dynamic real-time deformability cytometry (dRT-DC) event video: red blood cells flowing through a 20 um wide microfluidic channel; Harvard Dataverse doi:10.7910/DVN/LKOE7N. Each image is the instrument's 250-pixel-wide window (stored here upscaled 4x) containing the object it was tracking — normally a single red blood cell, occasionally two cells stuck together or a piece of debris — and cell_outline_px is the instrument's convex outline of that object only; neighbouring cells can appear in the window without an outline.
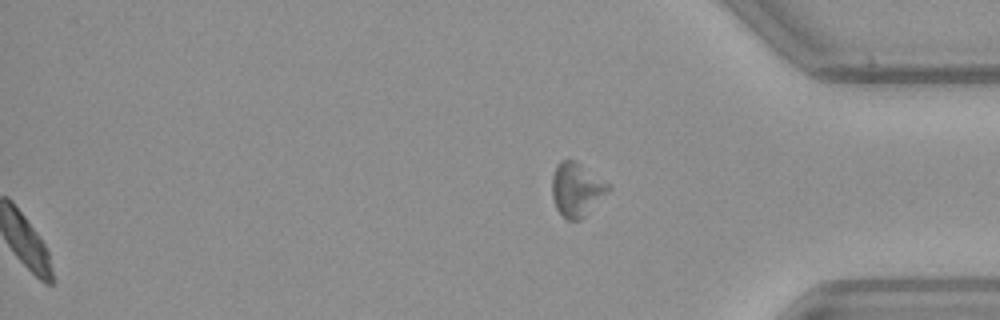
{"species": "common noctule bat (a hibernating species)", "species_latin": "Nyctalus noctula", "temperature_condition": "warm", "stored_images_in_passage": 50, "segment_of_instrument_passage": [2, 2], "camera_frame_rate_fps": 3000, "um_per_image_px": 0.085, "animal": {"sex": "female", "body_mass_g": 21.9}, "frame": {"image": 1, "passage_image": 50, "time_ms": 16.333, "image_size_px": [1000, 320], "cell_outline_px": [[612, 188], [580, 220], [568, 220], [556, 208], [552, 196], [552, 176], [556, 164], [560, 160], [576, 160], [608, 184]], "centroid_in_image_um": [48.98, 16.09], "position_along_channel_um": 386.2, "area_um2": 17.4}}